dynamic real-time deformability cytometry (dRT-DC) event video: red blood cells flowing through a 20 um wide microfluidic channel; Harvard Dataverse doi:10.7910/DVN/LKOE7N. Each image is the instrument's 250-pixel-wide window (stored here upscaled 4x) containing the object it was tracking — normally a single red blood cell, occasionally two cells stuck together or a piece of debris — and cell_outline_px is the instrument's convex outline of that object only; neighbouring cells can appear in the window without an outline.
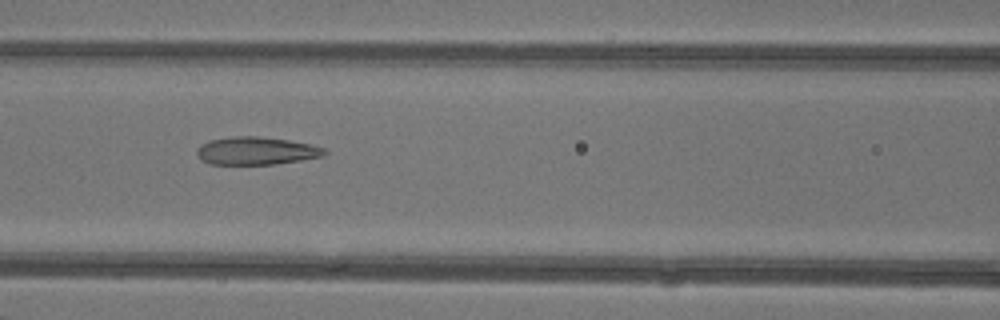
{"species": "common noctule bat (a hibernating species)", "species_latin": "Nyctalus noctula", "temperature_condition": "warm", "stored_images_in_passage": 48, "camera_frame_rate_fps": 3000, "um_per_image_px": 0.085, "animal": {"sex": "female"}, "frame": {"image": 1, "passage_image": 22, "time_ms": 7.0, "image_size_px": [1000, 320], "cell_outline_px": [[328, 152], [324, 156], [276, 164], [208, 164], [200, 160], [196, 152], [196, 148], [200, 144], [208, 140], [232, 136], [256, 136], [288, 140], [312, 144], [324, 148]], "centroid_in_image_um": [21.75, 12.82], "position_along_channel_um": 144.9, "area_um2": 20.92}}
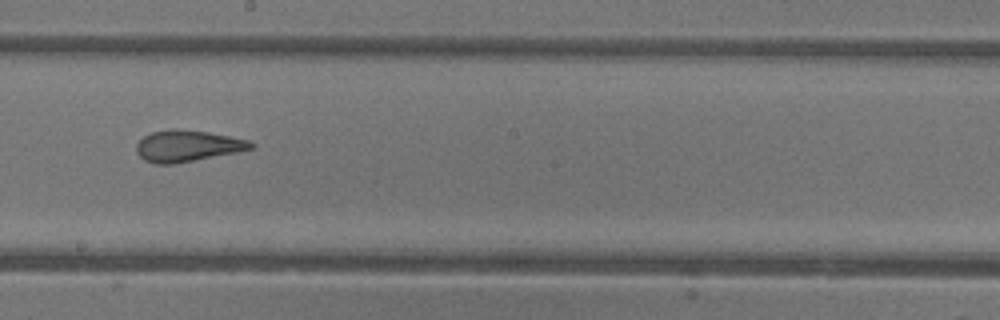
{"frame": {"image": 2, "passage_image": 28, "time_ms": 9.0, "image_size_px": [1000, 320], "cell_outline_px": [[256, 148], [176, 164], [156, 164], [144, 160], [136, 152], [136, 144], [144, 136], [152, 132], [168, 128], [176, 128], [208, 132], [248, 140], [256, 144]], "centroid_in_image_um": [15.92, 12.4], "position_along_channel_um": 232.3, "area_um2": 21.1}}
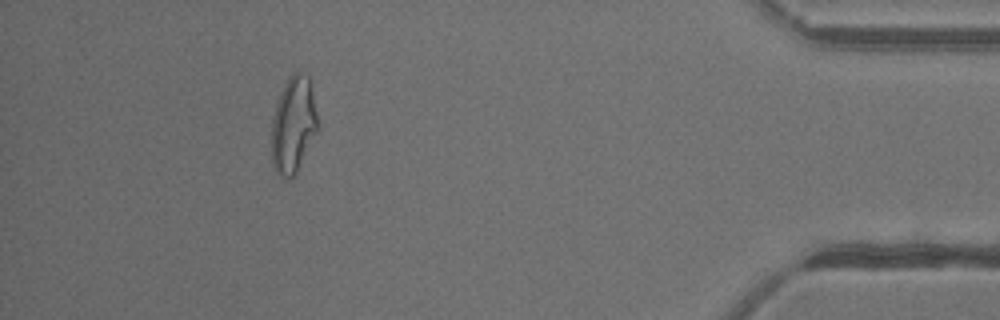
{"frame": {"image": 3, "passage_image": 44, "time_ms": 14.333, "image_size_px": [1000, 320], "cell_outline_px": [[316, 132], [296, 172], [288, 180], [284, 180], [276, 172], [272, 164], [272, 116], [276, 104], [284, 84], [288, 76], [292, 72], [300, 72], [308, 76], [312, 92], [316, 112]], "centroid_in_image_um": [24.89, 10.61], "position_along_channel_um": 410.3, "area_um2": 25.49}, "authors_computed_cell_mechanics": {"area_um2": 24.2471, "velocity_mm_per_s": 4.3806, "shape_relaxation_time_tau1_ms": null, "shape_relaxation_time_tau2_ms": 1.3242, "deformation_change_tau1": null, "deformation_change_tau2": 0.0925}}